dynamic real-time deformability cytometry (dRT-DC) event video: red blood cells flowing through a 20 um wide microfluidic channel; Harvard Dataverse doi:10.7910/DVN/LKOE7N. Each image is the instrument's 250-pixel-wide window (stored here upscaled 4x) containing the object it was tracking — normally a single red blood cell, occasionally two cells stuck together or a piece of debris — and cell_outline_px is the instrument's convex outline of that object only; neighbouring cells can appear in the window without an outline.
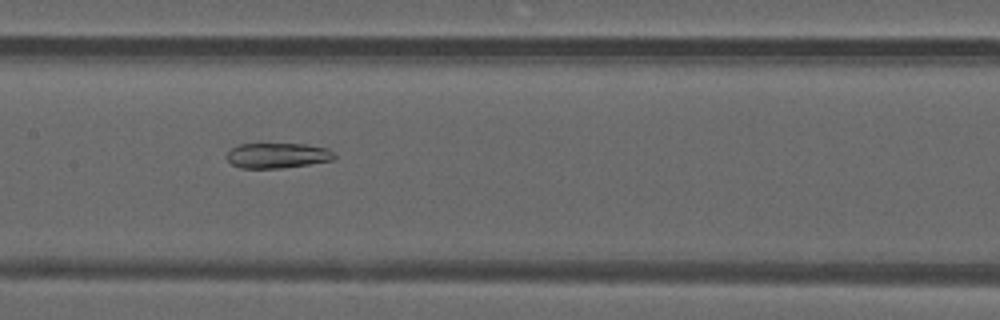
{"species": "common noctule bat (a hibernating species)", "species_latin": "Nyctalus noctula", "temperature_condition": "warm", "stored_images_in_passage": 34, "camera_frame_rate_fps": 3000, "um_per_image_px": 0.085, "animal": {"sex": "male", "forearm_length_mm": 52.5}, "frame": {"image": 1, "passage_image": 10, "time_ms": 3.0, "image_size_px": [1000, 320], "cell_outline_px": [[336, 156], [332, 160], [308, 164], [280, 168], [240, 168], [232, 164], [224, 156], [232, 148], [240, 144], [304, 144], [328, 148]], "centroid_in_image_um": [23.56, 13.22], "position_along_channel_um": 183.8, "area_um2": 15.72}}
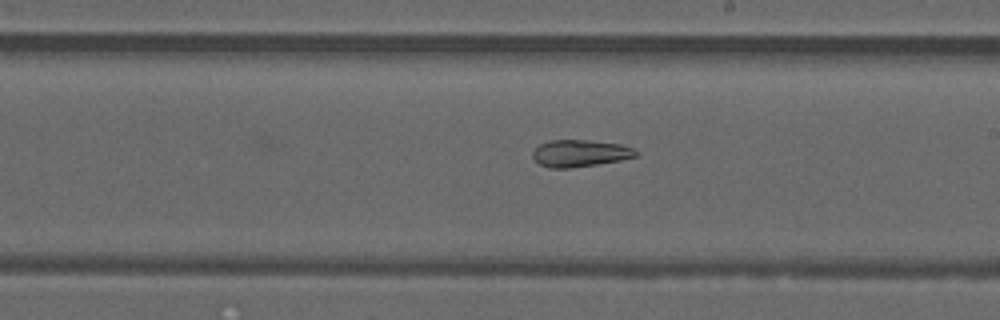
{"frame": {"image": 2, "passage_image": 14, "time_ms": 4.333, "image_size_px": [1000, 320], "cell_outline_px": [[636, 156], [620, 160], [596, 164], [568, 168], [548, 168], [540, 164], [532, 156], [532, 152], [540, 144], [552, 140], [588, 140], [620, 144], [632, 148], [636, 152]], "centroid_in_image_um": [49.26, 13.03], "position_along_channel_um": 239.7, "area_um2": 15.95}}
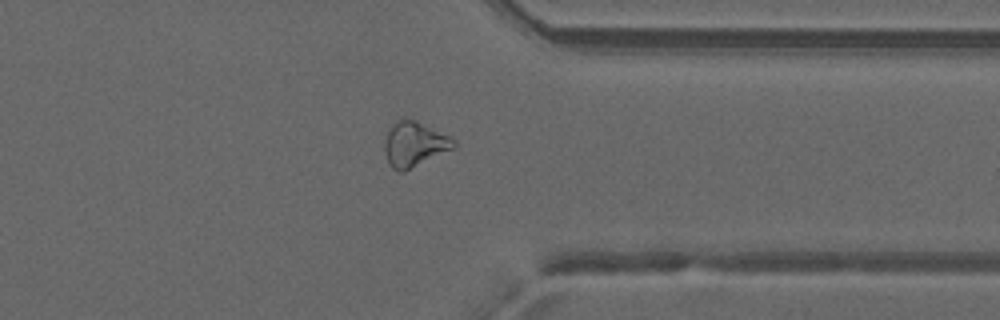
{"frame": {"image": 3, "passage_image": 24, "time_ms": 7.667, "image_size_px": [1000, 320], "cell_outline_px": [[456, 144], [452, 148], [404, 172], [400, 172], [392, 168], [384, 152], [384, 140], [388, 128], [396, 120], [416, 120], [456, 140]], "centroid_in_image_um": [35.17, 12.26], "position_along_channel_um": 376.2, "area_um2": 17.8}, "authors_computed_cell_mechanics": {"area_um2": 17.7157, "velocity_mm_per_s": 4.2222, "shape_relaxation_time_tau1_ms": null, "shape_relaxation_time_tau2_ms": 5.0353, "deformation_change_tau1": null, "deformation_change_tau2": 0.154}}